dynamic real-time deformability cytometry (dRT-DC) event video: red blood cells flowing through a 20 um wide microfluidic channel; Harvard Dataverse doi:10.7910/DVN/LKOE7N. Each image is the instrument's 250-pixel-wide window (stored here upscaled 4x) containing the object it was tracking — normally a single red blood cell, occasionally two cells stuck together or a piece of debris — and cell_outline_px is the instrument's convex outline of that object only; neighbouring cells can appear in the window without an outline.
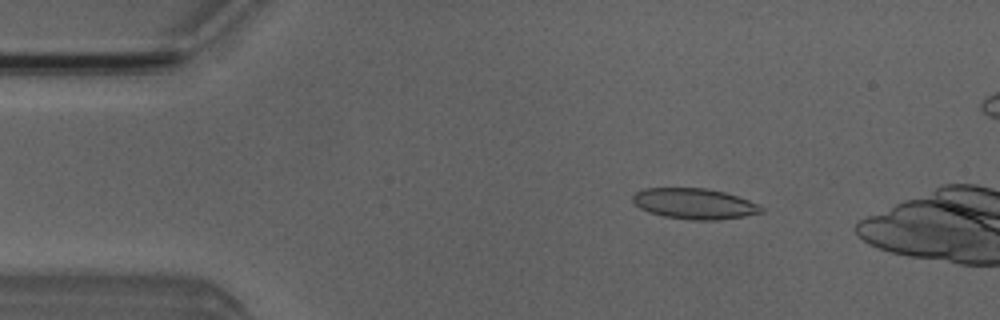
{"species": "Egyptian fruit bat (a non-hibernating species)", "species_latin": "Rousettus aegyptiacus", "temperature_condition": "room temperature", "stored_images_in_passage": 3, "camera_frame_rate_fps": 3000, "um_per_image_px": 0.085, "animal": {"sex": "male"}, "frame": {"image": 1, "passage_image": 2, "time_ms": 1.333, "image_size_px": [1000, 320], "cell_outline_px": [[764, 212], [744, 216], [720, 220], [692, 220], [664, 216], [648, 212], [640, 208], [632, 200], [632, 196], [636, 192], [644, 188], [708, 188], [724, 192], [760, 204], [764, 208]], "centroid_in_image_um": [59.04, 17.32], "position_along_channel_um": 26.0, "area_um2": 23.06}}